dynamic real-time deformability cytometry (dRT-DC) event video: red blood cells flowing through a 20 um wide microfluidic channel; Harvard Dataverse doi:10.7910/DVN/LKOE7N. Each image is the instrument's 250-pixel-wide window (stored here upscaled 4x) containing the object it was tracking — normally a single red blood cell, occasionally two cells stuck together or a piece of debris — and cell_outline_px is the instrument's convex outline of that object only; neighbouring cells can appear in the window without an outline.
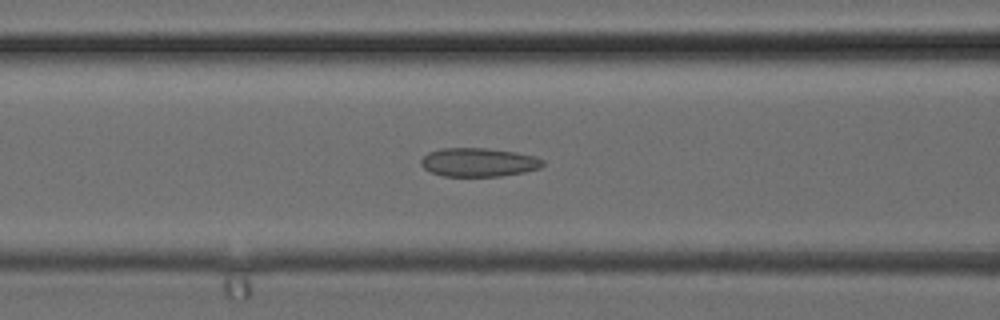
{"species": "common noctule bat (a hibernating species)", "species_latin": "Nyctalus noctula", "temperature_condition": "cold", "stored_images_in_passage": 32, "camera_frame_rate_fps": 3000, "um_per_image_px": 0.085, "animal": {"sex": "female", "body_mass_g": 24.6, "forearm_length_mm": 56.2}, "frame": {"image": 1, "passage_image": 10, "time_ms": 3.0, "image_size_px": [1000, 320], "cell_outline_px": [[544, 164], [540, 168], [524, 172], [500, 176], [444, 176], [432, 172], [424, 168], [420, 164], [420, 160], [428, 152], [440, 148], [488, 148], [516, 152], [536, 156], [544, 160]], "centroid_in_image_um": [40.69, 13.78], "position_along_channel_um": 125.9, "area_um2": 20.46}}
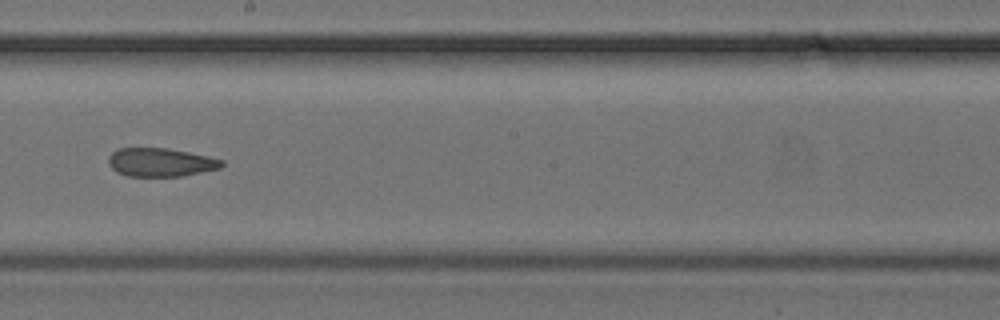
{"frame": {"image": 2, "passage_image": 16, "time_ms": 5.0, "image_size_px": [1000, 320], "cell_outline_px": [[224, 164], [220, 168], [184, 176], [128, 176], [116, 172], [108, 164], [108, 156], [116, 148], [168, 148], [208, 156], [224, 160]], "centroid_in_image_um": [13.64, 13.79], "position_along_channel_um": 234.6, "area_um2": 18.96}}
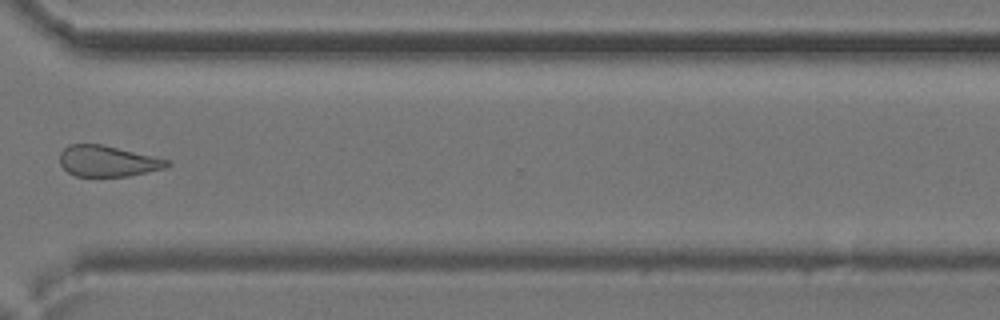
{"frame": {"image": 3, "passage_image": 23, "time_ms": 7.333, "image_size_px": [1000, 320], "cell_outline_px": [[172, 164], [164, 168], [128, 176], [76, 176], [68, 172], [60, 164], [60, 152], [68, 144], [104, 144], [156, 156], [172, 160]], "centroid_in_image_um": [9.19, 13.68], "position_along_channel_um": 361.4, "area_um2": 19.59}}